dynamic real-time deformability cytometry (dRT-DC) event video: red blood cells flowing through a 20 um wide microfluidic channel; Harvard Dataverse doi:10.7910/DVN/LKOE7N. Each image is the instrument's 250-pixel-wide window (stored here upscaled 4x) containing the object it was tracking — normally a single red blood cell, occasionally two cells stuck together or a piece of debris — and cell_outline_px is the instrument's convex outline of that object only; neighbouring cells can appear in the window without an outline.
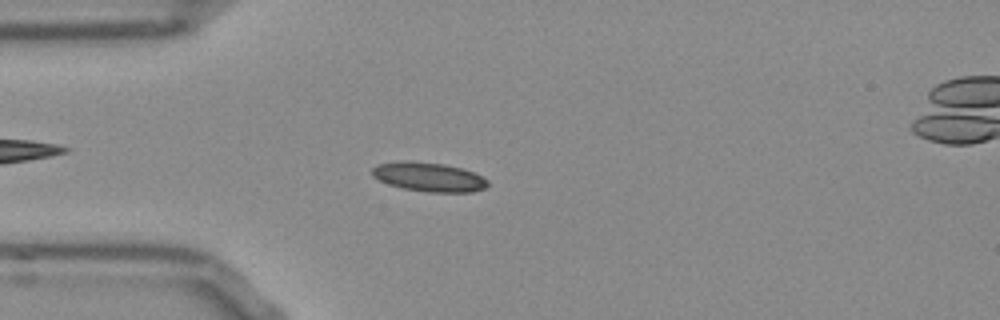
{"species": "Egyptian fruit bat (a non-hibernating species)", "species_latin": "Rousettus aegyptiacus", "temperature_condition": "room temperature", "stored_images_in_passage": 52, "camera_frame_rate_fps": 3000, "um_per_image_px": 0.085, "frame": {"image": 1, "passage_image": 13, "time_ms": 4.0, "image_size_px": [1000, 320], "cell_outline_px": [[488, 184], [484, 188], [472, 192], [428, 192], [404, 188], [388, 184], [372, 176], [372, 168], [376, 164], [444, 164], [460, 168], [472, 172], [488, 180]], "centroid_in_image_um": [36.51, 15.1], "position_along_channel_um": 48.5, "area_um2": 18.5}}
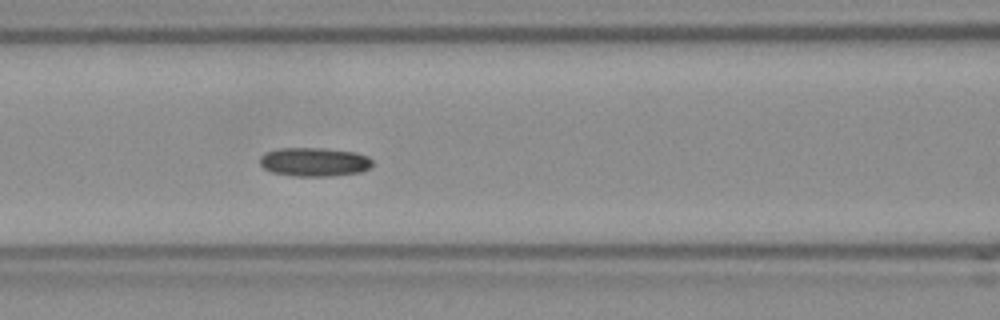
{"frame": {"image": 2, "passage_image": 21, "time_ms": 6.667, "image_size_px": [1000, 320], "cell_outline_px": [[372, 168], [360, 172], [332, 176], [292, 176], [272, 172], [264, 168], [260, 164], [260, 156], [264, 152], [280, 148], [320, 148], [356, 152], [368, 156], [372, 160]], "centroid_in_image_um": [26.72, 13.76], "position_along_channel_um": 139.9, "area_um2": 19.07}}
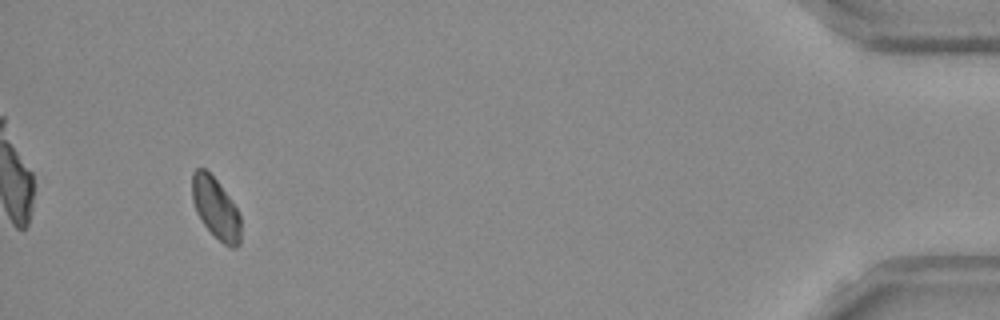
{"frame": {"image": 3, "passage_image": 49, "time_ms": 16.0, "image_size_px": [1000, 320], "cell_outline_px": [[240, 244], [236, 248], [228, 248], [200, 220], [196, 212], [192, 200], [192, 172], [196, 168], [204, 168], [220, 184], [236, 208], [240, 216]], "centroid_in_image_um": [18.33, 17.7], "position_along_channel_um": 416.9, "area_um2": 17.22}, "authors_computed_cell_mechanics": {"area_um2": 18.1492, "velocity_mm_per_s": 3.7806, "shape_relaxation_time_tau1_ms": 4.9172, "shape_relaxation_time_tau2_ms": null, "deformation_change_tau1": 0.0881, "deformation_change_tau2": null}}